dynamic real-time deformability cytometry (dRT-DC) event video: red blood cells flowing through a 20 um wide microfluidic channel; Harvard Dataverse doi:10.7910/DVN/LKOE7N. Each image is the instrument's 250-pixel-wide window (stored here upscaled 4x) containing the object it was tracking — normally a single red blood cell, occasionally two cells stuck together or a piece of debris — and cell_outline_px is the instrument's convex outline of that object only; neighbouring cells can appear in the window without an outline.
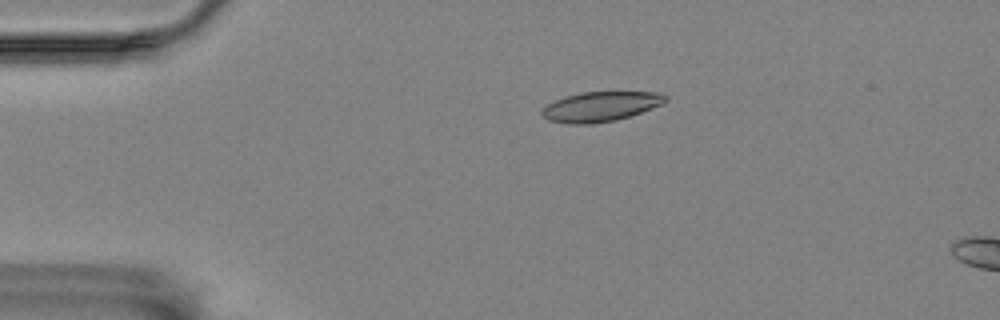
{"species": "Egyptian fruit bat (a non-hibernating species)", "species_latin": "Rousettus aegyptiacus", "temperature_condition": "room temperature", "stored_images_in_passage": 5, "camera_frame_rate_fps": 3000, "um_per_image_px": 0.085, "animal": {"sex": "female"}, "frame": {"image": 1, "passage_image": 5, "time_ms": 6.0, "image_size_px": [1000, 320], "cell_outline_px": [[668, 100], [660, 104], [640, 112], [616, 120], [592, 124], [568, 124], [548, 120], [540, 112], [540, 108], [564, 96], [580, 92], [660, 92], [668, 96]], "centroid_in_image_um": [51.0, 9.05], "position_along_channel_um": 34.0, "area_um2": 21.44}}